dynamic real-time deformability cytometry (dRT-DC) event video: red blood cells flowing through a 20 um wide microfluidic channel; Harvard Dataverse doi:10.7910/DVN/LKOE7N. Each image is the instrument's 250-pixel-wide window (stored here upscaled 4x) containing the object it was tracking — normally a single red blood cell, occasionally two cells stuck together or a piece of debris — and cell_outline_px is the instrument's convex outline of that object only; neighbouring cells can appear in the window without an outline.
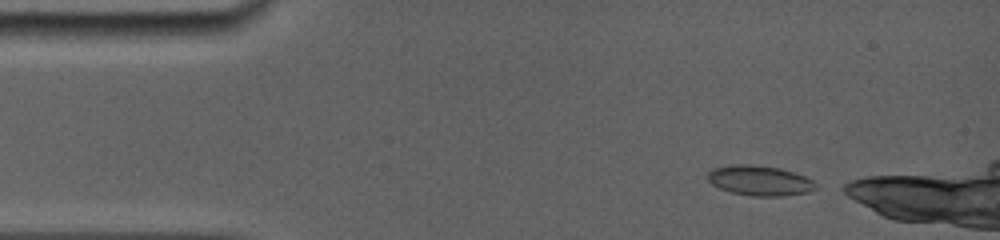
{"species": "common noctule bat (a hibernating species)", "species_latin": "Nyctalus noctula", "temperature_condition": "room temperature", "stored_images_in_passage": 26, "camera_frame_rate_fps": 5000, "um_per_image_px": 0.085, "animal": {"sex": "female", "body_mass_g": 19.0, "forearm_length_mm": 56.7}, "frame": {"image": 1, "passage_image": 1, "time_ms": 0.0, "image_size_px": [1000, 240], "cell_outline_px": [[820, 188], [808, 192], [784, 196], [752, 196], [732, 192], [720, 188], [712, 184], [708, 180], [708, 172], [712, 168], [732, 164], [752, 164], [780, 168], [804, 176], [812, 180]], "centroid_in_image_um": [64.58, 15.34], "position_along_channel_um": 20.4, "area_um2": 19.02}}
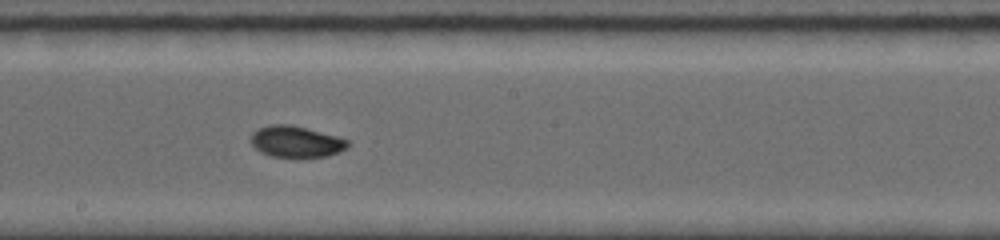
{"frame": {"image": 2, "passage_image": 13, "time_ms": 7.0, "image_size_px": [1000, 240], "cell_outline_px": [[348, 148], [340, 152], [328, 156], [272, 156], [260, 152], [252, 144], [252, 132], [260, 128], [272, 124], [292, 124], [340, 136], [348, 140]], "centroid_in_image_um": [25.22, 12.02], "position_along_channel_um": 223.0, "area_um2": 17.63}}
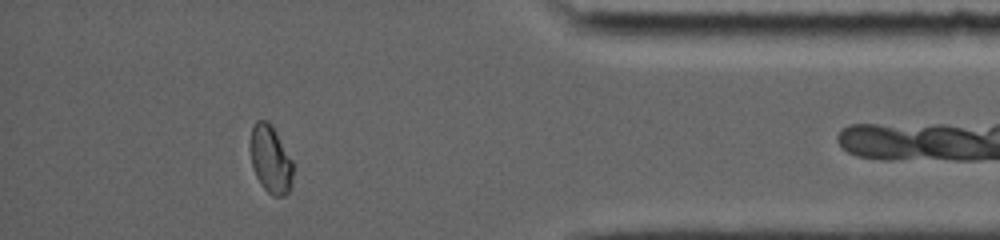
{"frame": {"image": 3, "passage_image": 22, "time_ms": 12.4, "image_size_px": [1000, 240], "cell_outline_px": [[292, 184], [288, 192], [284, 196], [272, 196], [260, 184], [256, 176], [252, 164], [248, 144], [252, 124], [256, 120], [268, 120], [272, 124], [292, 160]], "centroid_in_image_um": [22.96, 13.5], "position_along_channel_um": 412.2, "area_um2": 17.22}, "authors_computed_cell_mechanics": {"area_um2": 17.6868, "velocity_mm_per_s": 3.8895, "shape_relaxation_time_tau1_ms": null, "shape_relaxation_time_tau2_ms": 1.2961, "deformation_change_tau1": null, "deformation_change_tau2": 0.0304}}